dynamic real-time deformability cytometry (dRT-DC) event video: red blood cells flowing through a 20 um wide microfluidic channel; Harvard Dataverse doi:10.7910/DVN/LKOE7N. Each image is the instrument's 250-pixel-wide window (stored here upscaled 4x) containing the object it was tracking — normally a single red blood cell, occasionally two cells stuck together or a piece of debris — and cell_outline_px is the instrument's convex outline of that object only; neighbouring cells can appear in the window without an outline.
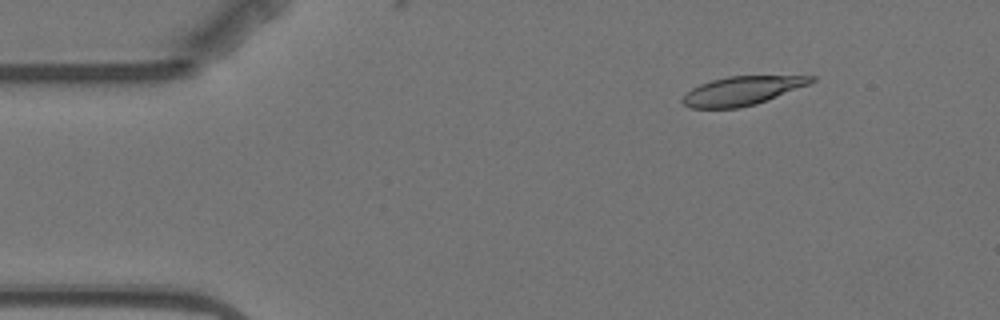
{"species": "Egyptian fruit bat (a non-hibernating species)", "species_latin": "Rousettus aegyptiacus", "temperature_condition": "warm", "stored_images_in_passage": 4, "camera_frame_rate_fps": 3000, "um_per_image_px": 0.085, "animal": {"sex": "female"}, "frame": {"image": 1, "passage_image": 2, "time_ms": 1.333, "image_size_px": [1000, 320], "cell_outline_px": [[816, 80], [808, 84], [756, 104], [736, 108], [692, 108], [684, 104], [680, 100], [692, 88], [700, 84], [712, 80], [728, 76], [816, 76]], "centroid_in_image_um": [63.05, 7.71], "position_along_channel_um": 21.9, "area_um2": 21.21}}